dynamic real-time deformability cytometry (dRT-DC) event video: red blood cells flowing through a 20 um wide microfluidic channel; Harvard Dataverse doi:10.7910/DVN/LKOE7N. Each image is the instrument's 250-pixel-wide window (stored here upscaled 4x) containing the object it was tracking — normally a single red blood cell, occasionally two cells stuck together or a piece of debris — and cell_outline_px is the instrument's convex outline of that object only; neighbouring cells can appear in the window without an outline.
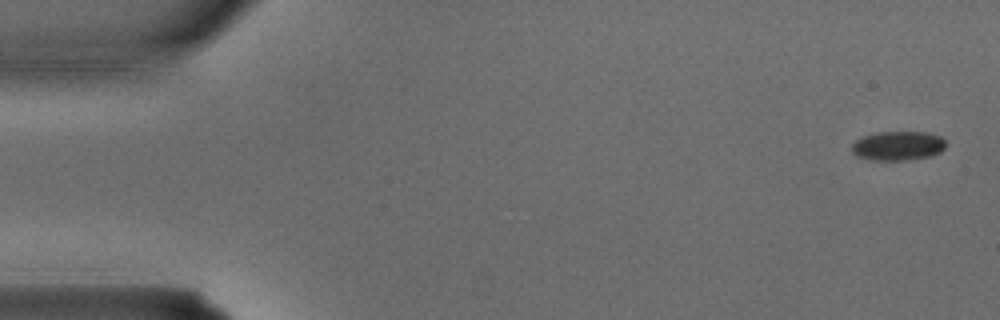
{"species": "common noctule bat (a hibernating species)", "species_latin": "Nyctalus noctula", "temperature_condition": "warm", "stored_images_in_passage": 3, "camera_frame_rate_fps": 3000, "um_per_image_px": 0.085, "animal": {"sex": "male", "body_mass_g": 15.6}, "frame": {"image": 1, "passage_image": 1, "time_ms": 0.0, "image_size_px": [1000, 320], "cell_outline_px": [[944, 148], [940, 152], [928, 156], [904, 160], [876, 160], [856, 156], [852, 152], [852, 144], [856, 140], [864, 136], [876, 132], [928, 132], [940, 136], [944, 140]], "centroid_in_image_um": [76.31, 12.38], "position_along_channel_um": 8.7, "area_um2": 15.84}}
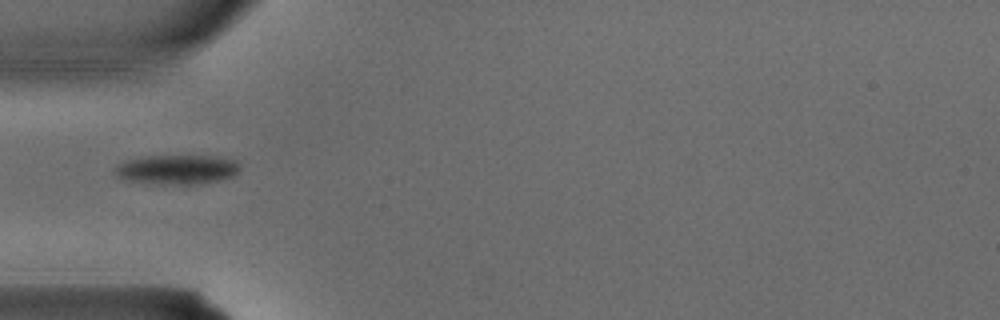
{"frame": {"image": 2, "passage_image": 3, "time_ms": 0.667, "image_size_px": [1000, 320], "cell_outline_px": [[240, 172], [236, 176], [204, 184], [148, 184], [128, 180], [116, 176], [112, 172], [112, 168], [116, 164], [128, 160], [144, 156], [216, 156], [236, 160], [240, 164]], "centroid_in_image_um": [15.06, 14.42], "position_along_channel_um": 69.9, "area_um2": 22.08}}